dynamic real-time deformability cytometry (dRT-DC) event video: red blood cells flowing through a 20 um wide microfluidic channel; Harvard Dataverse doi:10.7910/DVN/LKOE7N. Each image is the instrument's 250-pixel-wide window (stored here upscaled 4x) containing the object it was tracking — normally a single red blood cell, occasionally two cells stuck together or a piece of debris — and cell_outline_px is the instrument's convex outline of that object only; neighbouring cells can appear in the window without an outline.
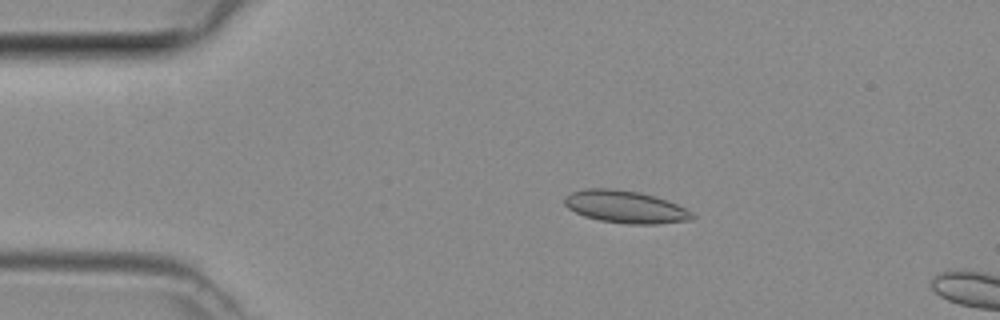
{"species": "common noctule bat (a hibernating species)", "species_latin": "Nyctalus noctula", "temperature_condition": "room temperature", "stored_images_in_passage": 4, "camera_frame_rate_fps": 3000, "um_per_image_px": 0.085, "animal": {"sex": "female", "body_mass_g": 29.2, "forearm_length_mm": 56.3}, "frame": {"image": 1, "passage_image": 3, "time_ms": 0.667, "image_size_px": [1000, 320], "cell_outline_px": [[696, 216], [692, 220], [656, 224], [628, 224], [600, 220], [584, 216], [568, 208], [564, 204], [564, 196], [572, 192], [584, 188], [612, 188], [640, 192], [656, 196], [668, 200], [692, 212]], "centroid_in_image_um": [53.16, 17.57], "position_along_channel_um": 31.8, "area_um2": 24.28}}